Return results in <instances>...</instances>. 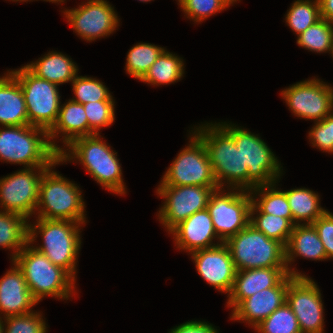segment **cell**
<instances>
[{
    "label": "cell",
    "instance_id": "obj_1",
    "mask_svg": "<svg viewBox=\"0 0 333 333\" xmlns=\"http://www.w3.org/2000/svg\"><path fill=\"white\" fill-rule=\"evenodd\" d=\"M54 142L49 140L48 131L40 127L4 126L0 128V160L23 164L24 168L50 167L63 150Z\"/></svg>",
    "mask_w": 333,
    "mask_h": 333
},
{
    "label": "cell",
    "instance_id": "obj_2",
    "mask_svg": "<svg viewBox=\"0 0 333 333\" xmlns=\"http://www.w3.org/2000/svg\"><path fill=\"white\" fill-rule=\"evenodd\" d=\"M100 137L95 134L73 140L67 146L70 149H67L68 152L63 149L59 153V159L62 163L78 159L97 183L108 191L124 195L126 191L117 152L111 150Z\"/></svg>",
    "mask_w": 333,
    "mask_h": 333
},
{
    "label": "cell",
    "instance_id": "obj_3",
    "mask_svg": "<svg viewBox=\"0 0 333 333\" xmlns=\"http://www.w3.org/2000/svg\"><path fill=\"white\" fill-rule=\"evenodd\" d=\"M194 133L205 144L218 187L223 188L227 182L231 189L248 191V169H243L241 150L220 123L199 126Z\"/></svg>",
    "mask_w": 333,
    "mask_h": 333
},
{
    "label": "cell",
    "instance_id": "obj_4",
    "mask_svg": "<svg viewBox=\"0 0 333 333\" xmlns=\"http://www.w3.org/2000/svg\"><path fill=\"white\" fill-rule=\"evenodd\" d=\"M29 243L13 262L22 270L33 298L40 302L44 296L69 299L75 292V279L62 267L54 265L43 253ZM29 247V248H28Z\"/></svg>",
    "mask_w": 333,
    "mask_h": 333
},
{
    "label": "cell",
    "instance_id": "obj_5",
    "mask_svg": "<svg viewBox=\"0 0 333 333\" xmlns=\"http://www.w3.org/2000/svg\"><path fill=\"white\" fill-rule=\"evenodd\" d=\"M36 221V225L29 224V244L36 240L39 233L42 236L43 244L39 247L33 246V248L43 253L54 265L62 267L76 279V260L81 246L79 227H82L80 225L82 223L44 218H38Z\"/></svg>",
    "mask_w": 333,
    "mask_h": 333
},
{
    "label": "cell",
    "instance_id": "obj_6",
    "mask_svg": "<svg viewBox=\"0 0 333 333\" xmlns=\"http://www.w3.org/2000/svg\"><path fill=\"white\" fill-rule=\"evenodd\" d=\"M61 162L58 159L43 174L39 185L37 218L50 220H68L86 223L85 203L81 191L75 183L68 181L52 167Z\"/></svg>",
    "mask_w": 333,
    "mask_h": 333
},
{
    "label": "cell",
    "instance_id": "obj_7",
    "mask_svg": "<svg viewBox=\"0 0 333 333\" xmlns=\"http://www.w3.org/2000/svg\"><path fill=\"white\" fill-rule=\"evenodd\" d=\"M225 244L237 271L256 268L286 267L285 246L268 238L249 224L229 238Z\"/></svg>",
    "mask_w": 333,
    "mask_h": 333
},
{
    "label": "cell",
    "instance_id": "obj_8",
    "mask_svg": "<svg viewBox=\"0 0 333 333\" xmlns=\"http://www.w3.org/2000/svg\"><path fill=\"white\" fill-rule=\"evenodd\" d=\"M241 150L243 169H248V191L260 185L277 183L281 166L266 143L246 129L227 123L220 124Z\"/></svg>",
    "mask_w": 333,
    "mask_h": 333
},
{
    "label": "cell",
    "instance_id": "obj_9",
    "mask_svg": "<svg viewBox=\"0 0 333 333\" xmlns=\"http://www.w3.org/2000/svg\"><path fill=\"white\" fill-rule=\"evenodd\" d=\"M11 73L23 91L29 125L49 131L56 123L61 107L58 85L38 78L25 66Z\"/></svg>",
    "mask_w": 333,
    "mask_h": 333
},
{
    "label": "cell",
    "instance_id": "obj_10",
    "mask_svg": "<svg viewBox=\"0 0 333 333\" xmlns=\"http://www.w3.org/2000/svg\"><path fill=\"white\" fill-rule=\"evenodd\" d=\"M221 189L211 193L207 204L220 244L250 224L252 206V194L249 191L233 188L232 192L225 193Z\"/></svg>",
    "mask_w": 333,
    "mask_h": 333
},
{
    "label": "cell",
    "instance_id": "obj_11",
    "mask_svg": "<svg viewBox=\"0 0 333 333\" xmlns=\"http://www.w3.org/2000/svg\"><path fill=\"white\" fill-rule=\"evenodd\" d=\"M189 142L171 163L159 186H218L205 144L194 132Z\"/></svg>",
    "mask_w": 333,
    "mask_h": 333
},
{
    "label": "cell",
    "instance_id": "obj_12",
    "mask_svg": "<svg viewBox=\"0 0 333 333\" xmlns=\"http://www.w3.org/2000/svg\"><path fill=\"white\" fill-rule=\"evenodd\" d=\"M218 186H159L157 194L165 198L159 221L171 232L192 214L207 209L211 193Z\"/></svg>",
    "mask_w": 333,
    "mask_h": 333
},
{
    "label": "cell",
    "instance_id": "obj_13",
    "mask_svg": "<svg viewBox=\"0 0 333 333\" xmlns=\"http://www.w3.org/2000/svg\"><path fill=\"white\" fill-rule=\"evenodd\" d=\"M49 167H29L0 179V205L3 211L25 216L36 214L39 185ZM38 171V172H34ZM38 173V174H37Z\"/></svg>",
    "mask_w": 333,
    "mask_h": 333
},
{
    "label": "cell",
    "instance_id": "obj_14",
    "mask_svg": "<svg viewBox=\"0 0 333 333\" xmlns=\"http://www.w3.org/2000/svg\"><path fill=\"white\" fill-rule=\"evenodd\" d=\"M281 95L297 117L317 122L333 112V88L319 79L298 82Z\"/></svg>",
    "mask_w": 333,
    "mask_h": 333
},
{
    "label": "cell",
    "instance_id": "obj_15",
    "mask_svg": "<svg viewBox=\"0 0 333 333\" xmlns=\"http://www.w3.org/2000/svg\"><path fill=\"white\" fill-rule=\"evenodd\" d=\"M286 303L296 316L301 333H323L321 293L311 278L293 277L289 281Z\"/></svg>",
    "mask_w": 333,
    "mask_h": 333
},
{
    "label": "cell",
    "instance_id": "obj_16",
    "mask_svg": "<svg viewBox=\"0 0 333 333\" xmlns=\"http://www.w3.org/2000/svg\"><path fill=\"white\" fill-rule=\"evenodd\" d=\"M63 13L72 29L87 41L108 36L119 25L114 7L105 0H88L78 8Z\"/></svg>",
    "mask_w": 333,
    "mask_h": 333
},
{
    "label": "cell",
    "instance_id": "obj_17",
    "mask_svg": "<svg viewBox=\"0 0 333 333\" xmlns=\"http://www.w3.org/2000/svg\"><path fill=\"white\" fill-rule=\"evenodd\" d=\"M198 274L215 289L230 294L236 268L225 243L192 252Z\"/></svg>",
    "mask_w": 333,
    "mask_h": 333
},
{
    "label": "cell",
    "instance_id": "obj_18",
    "mask_svg": "<svg viewBox=\"0 0 333 333\" xmlns=\"http://www.w3.org/2000/svg\"><path fill=\"white\" fill-rule=\"evenodd\" d=\"M288 275L278 286L263 289L241 301L232 311L231 319L247 321L255 328L264 319L286 302L289 281Z\"/></svg>",
    "mask_w": 333,
    "mask_h": 333
},
{
    "label": "cell",
    "instance_id": "obj_19",
    "mask_svg": "<svg viewBox=\"0 0 333 333\" xmlns=\"http://www.w3.org/2000/svg\"><path fill=\"white\" fill-rule=\"evenodd\" d=\"M288 275L287 267L236 271L232 290L228 294L227 306L234 309L241 301L255 293L278 286Z\"/></svg>",
    "mask_w": 333,
    "mask_h": 333
},
{
    "label": "cell",
    "instance_id": "obj_20",
    "mask_svg": "<svg viewBox=\"0 0 333 333\" xmlns=\"http://www.w3.org/2000/svg\"><path fill=\"white\" fill-rule=\"evenodd\" d=\"M170 233L174 236L177 247L189 253L219 245L212 243L216 237L219 238L207 209L195 212Z\"/></svg>",
    "mask_w": 333,
    "mask_h": 333
},
{
    "label": "cell",
    "instance_id": "obj_21",
    "mask_svg": "<svg viewBox=\"0 0 333 333\" xmlns=\"http://www.w3.org/2000/svg\"><path fill=\"white\" fill-rule=\"evenodd\" d=\"M12 264L14 267L0 279V312L3 317L30 313L31 307L38 303L27 287L22 270L15 262Z\"/></svg>",
    "mask_w": 333,
    "mask_h": 333
},
{
    "label": "cell",
    "instance_id": "obj_22",
    "mask_svg": "<svg viewBox=\"0 0 333 333\" xmlns=\"http://www.w3.org/2000/svg\"><path fill=\"white\" fill-rule=\"evenodd\" d=\"M285 249L286 267L288 274L292 277H306V275L288 267L295 257L302 256L315 261L327 259L324 245L313 224H305L303 222L302 224L294 225Z\"/></svg>",
    "mask_w": 333,
    "mask_h": 333
},
{
    "label": "cell",
    "instance_id": "obj_23",
    "mask_svg": "<svg viewBox=\"0 0 333 333\" xmlns=\"http://www.w3.org/2000/svg\"><path fill=\"white\" fill-rule=\"evenodd\" d=\"M0 124L29 125L23 91L19 81L9 70L0 78Z\"/></svg>",
    "mask_w": 333,
    "mask_h": 333
},
{
    "label": "cell",
    "instance_id": "obj_24",
    "mask_svg": "<svg viewBox=\"0 0 333 333\" xmlns=\"http://www.w3.org/2000/svg\"><path fill=\"white\" fill-rule=\"evenodd\" d=\"M59 133L63 134L64 146L77 138L88 136V119L83 104L70 99L61 105L57 121L48 131V137L53 140Z\"/></svg>",
    "mask_w": 333,
    "mask_h": 333
},
{
    "label": "cell",
    "instance_id": "obj_25",
    "mask_svg": "<svg viewBox=\"0 0 333 333\" xmlns=\"http://www.w3.org/2000/svg\"><path fill=\"white\" fill-rule=\"evenodd\" d=\"M35 76L56 85L71 82L77 75L78 67L60 52H49L39 60L25 65Z\"/></svg>",
    "mask_w": 333,
    "mask_h": 333
},
{
    "label": "cell",
    "instance_id": "obj_26",
    "mask_svg": "<svg viewBox=\"0 0 333 333\" xmlns=\"http://www.w3.org/2000/svg\"><path fill=\"white\" fill-rule=\"evenodd\" d=\"M27 218L17 213L0 211V246L13 249L12 261L29 243Z\"/></svg>",
    "mask_w": 333,
    "mask_h": 333
},
{
    "label": "cell",
    "instance_id": "obj_27",
    "mask_svg": "<svg viewBox=\"0 0 333 333\" xmlns=\"http://www.w3.org/2000/svg\"><path fill=\"white\" fill-rule=\"evenodd\" d=\"M292 213V223L312 224L317 218L322 216L327 210L319 204V196L307 188H296L284 191Z\"/></svg>",
    "mask_w": 333,
    "mask_h": 333
},
{
    "label": "cell",
    "instance_id": "obj_28",
    "mask_svg": "<svg viewBox=\"0 0 333 333\" xmlns=\"http://www.w3.org/2000/svg\"><path fill=\"white\" fill-rule=\"evenodd\" d=\"M275 184L276 183L270 185H260L249 191L251 194L255 192L256 196L260 193L258 194L260 197L259 200H256L252 196L250 215H255L257 212L267 213L287 218L292 222V213L287 201L286 193L284 191L277 190L276 187H274L276 186Z\"/></svg>",
    "mask_w": 333,
    "mask_h": 333
},
{
    "label": "cell",
    "instance_id": "obj_29",
    "mask_svg": "<svg viewBox=\"0 0 333 333\" xmlns=\"http://www.w3.org/2000/svg\"><path fill=\"white\" fill-rule=\"evenodd\" d=\"M183 68V60L164 49L140 80L157 86L174 83L183 76Z\"/></svg>",
    "mask_w": 333,
    "mask_h": 333
},
{
    "label": "cell",
    "instance_id": "obj_30",
    "mask_svg": "<svg viewBox=\"0 0 333 333\" xmlns=\"http://www.w3.org/2000/svg\"><path fill=\"white\" fill-rule=\"evenodd\" d=\"M297 44L314 52L333 55V23L321 18L297 37Z\"/></svg>",
    "mask_w": 333,
    "mask_h": 333
},
{
    "label": "cell",
    "instance_id": "obj_31",
    "mask_svg": "<svg viewBox=\"0 0 333 333\" xmlns=\"http://www.w3.org/2000/svg\"><path fill=\"white\" fill-rule=\"evenodd\" d=\"M287 25L297 34L303 33L308 27L321 19L318 0H297L286 14Z\"/></svg>",
    "mask_w": 333,
    "mask_h": 333
},
{
    "label": "cell",
    "instance_id": "obj_32",
    "mask_svg": "<svg viewBox=\"0 0 333 333\" xmlns=\"http://www.w3.org/2000/svg\"><path fill=\"white\" fill-rule=\"evenodd\" d=\"M163 50L164 48L149 43L136 44L127 54L125 68L127 73L140 80Z\"/></svg>",
    "mask_w": 333,
    "mask_h": 333
},
{
    "label": "cell",
    "instance_id": "obj_33",
    "mask_svg": "<svg viewBox=\"0 0 333 333\" xmlns=\"http://www.w3.org/2000/svg\"><path fill=\"white\" fill-rule=\"evenodd\" d=\"M250 224L268 238L281 242L285 247L294 228L289 219L267 213H258L257 217L250 215Z\"/></svg>",
    "mask_w": 333,
    "mask_h": 333
},
{
    "label": "cell",
    "instance_id": "obj_34",
    "mask_svg": "<svg viewBox=\"0 0 333 333\" xmlns=\"http://www.w3.org/2000/svg\"><path fill=\"white\" fill-rule=\"evenodd\" d=\"M258 333H301L299 323L285 302L255 327Z\"/></svg>",
    "mask_w": 333,
    "mask_h": 333
},
{
    "label": "cell",
    "instance_id": "obj_35",
    "mask_svg": "<svg viewBox=\"0 0 333 333\" xmlns=\"http://www.w3.org/2000/svg\"><path fill=\"white\" fill-rule=\"evenodd\" d=\"M72 90L74 91V102L87 104L101 100H113V97L101 81L87 76H78L72 81Z\"/></svg>",
    "mask_w": 333,
    "mask_h": 333
},
{
    "label": "cell",
    "instance_id": "obj_36",
    "mask_svg": "<svg viewBox=\"0 0 333 333\" xmlns=\"http://www.w3.org/2000/svg\"><path fill=\"white\" fill-rule=\"evenodd\" d=\"M113 100H101L83 104L88 119V136L99 135V130L110 126L115 120Z\"/></svg>",
    "mask_w": 333,
    "mask_h": 333
},
{
    "label": "cell",
    "instance_id": "obj_37",
    "mask_svg": "<svg viewBox=\"0 0 333 333\" xmlns=\"http://www.w3.org/2000/svg\"><path fill=\"white\" fill-rule=\"evenodd\" d=\"M40 313L30 312L23 315H12L4 317V333H46V323ZM7 325V326H6Z\"/></svg>",
    "mask_w": 333,
    "mask_h": 333
},
{
    "label": "cell",
    "instance_id": "obj_38",
    "mask_svg": "<svg viewBox=\"0 0 333 333\" xmlns=\"http://www.w3.org/2000/svg\"><path fill=\"white\" fill-rule=\"evenodd\" d=\"M187 18L201 22L229 6L225 0H178Z\"/></svg>",
    "mask_w": 333,
    "mask_h": 333
},
{
    "label": "cell",
    "instance_id": "obj_39",
    "mask_svg": "<svg viewBox=\"0 0 333 333\" xmlns=\"http://www.w3.org/2000/svg\"><path fill=\"white\" fill-rule=\"evenodd\" d=\"M309 139L313 147L333 153V112L323 120L315 122L309 132Z\"/></svg>",
    "mask_w": 333,
    "mask_h": 333
},
{
    "label": "cell",
    "instance_id": "obj_40",
    "mask_svg": "<svg viewBox=\"0 0 333 333\" xmlns=\"http://www.w3.org/2000/svg\"><path fill=\"white\" fill-rule=\"evenodd\" d=\"M322 241L327 259L333 258V214L326 211L312 223Z\"/></svg>",
    "mask_w": 333,
    "mask_h": 333
},
{
    "label": "cell",
    "instance_id": "obj_41",
    "mask_svg": "<svg viewBox=\"0 0 333 333\" xmlns=\"http://www.w3.org/2000/svg\"><path fill=\"white\" fill-rule=\"evenodd\" d=\"M169 333H218L217 329L207 322L188 321L175 328Z\"/></svg>",
    "mask_w": 333,
    "mask_h": 333
},
{
    "label": "cell",
    "instance_id": "obj_42",
    "mask_svg": "<svg viewBox=\"0 0 333 333\" xmlns=\"http://www.w3.org/2000/svg\"><path fill=\"white\" fill-rule=\"evenodd\" d=\"M321 18L333 23V0H318Z\"/></svg>",
    "mask_w": 333,
    "mask_h": 333
},
{
    "label": "cell",
    "instance_id": "obj_43",
    "mask_svg": "<svg viewBox=\"0 0 333 333\" xmlns=\"http://www.w3.org/2000/svg\"><path fill=\"white\" fill-rule=\"evenodd\" d=\"M5 327H3V321H2V318L0 317V333H4L3 329Z\"/></svg>",
    "mask_w": 333,
    "mask_h": 333
},
{
    "label": "cell",
    "instance_id": "obj_44",
    "mask_svg": "<svg viewBox=\"0 0 333 333\" xmlns=\"http://www.w3.org/2000/svg\"><path fill=\"white\" fill-rule=\"evenodd\" d=\"M229 5L233 4L234 2H237L238 0H225Z\"/></svg>",
    "mask_w": 333,
    "mask_h": 333
},
{
    "label": "cell",
    "instance_id": "obj_45",
    "mask_svg": "<svg viewBox=\"0 0 333 333\" xmlns=\"http://www.w3.org/2000/svg\"><path fill=\"white\" fill-rule=\"evenodd\" d=\"M12 1H20V2H21V1H25V2H26V1H29V0H12ZM30 1H31V0H30ZM44 1H49V2H51V0H44Z\"/></svg>",
    "mask_w": 333,
    "mask_h": 333
},
{
    "label": "cell",
    "instance_id": "obj_46",
    "mask_svg": "<svg viewBox=\"0 0 333 333\" xmlns=\"http://www.w3.org/2000/svg\"><path fill=\"white\" fill-rule=\"evenodd\" d=\"M63 1H64V0H51V2H53V3H54V2H55V3H56V2H57V3H58V2L61 3V2H63Z\"/></svg>",
    "mask_w": 333,
    "mask_h": 333
},
{
    "label": "cell",
    "instance_id": "obj_47",
    "mask_svg": "<svg viewBox=\"0 0 333 333\" xmlns=\"http://www.w3.org/2000/svg\"><path fill=\"white\" fill-rule=\"evenodd\" d=\"M141 2H148V1H151V0H139Z\"/></svg>",
    "mask_w": 333,
    "mask_h": 333
}]
</instances>
